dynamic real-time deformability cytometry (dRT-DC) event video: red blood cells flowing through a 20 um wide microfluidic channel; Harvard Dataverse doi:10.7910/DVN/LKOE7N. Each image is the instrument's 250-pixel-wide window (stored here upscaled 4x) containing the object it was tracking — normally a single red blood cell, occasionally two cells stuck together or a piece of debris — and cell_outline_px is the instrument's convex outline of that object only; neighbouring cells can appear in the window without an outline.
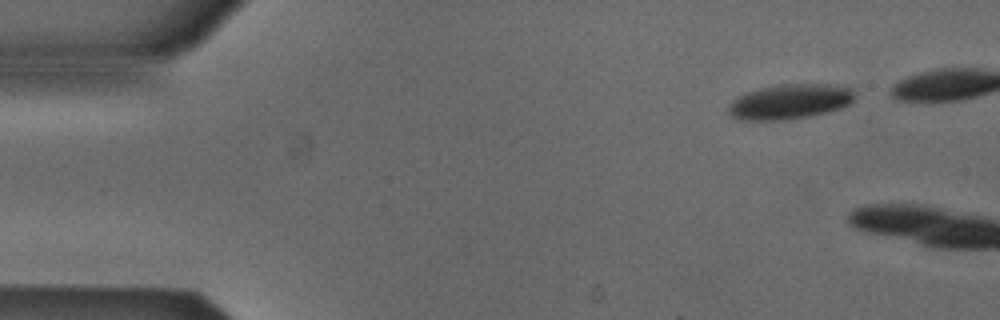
{"species": "Egyptian fruit bat (a non-hibernating species)", "species_latin": "Rousettus aegyptiacus", "temperature_condition": "cold", "stored_images_in_passage": 2, "camera_frame_rate_fps": 3000, "um_per_image_px": 0.085, "animal": {"sex": "male"}, "frame": {"image": 1, "passage_image": 1, "time_ms": 0.0, "image_size_px": [1000, 320], "cell_outline_px": [[856, 96], [848, 104], [840, 108], [828, 112], [812, 116], [780, 120], [736, 120], [728, 112], [728, 104], [740, 96], [748, 92], [760, 88], [784, 84], [828, 84], [852, 88]], "centroid_in_image_um": [67.14, 8.65], "position_along_channel_um": 17.9, "area_um2": 25.66}}